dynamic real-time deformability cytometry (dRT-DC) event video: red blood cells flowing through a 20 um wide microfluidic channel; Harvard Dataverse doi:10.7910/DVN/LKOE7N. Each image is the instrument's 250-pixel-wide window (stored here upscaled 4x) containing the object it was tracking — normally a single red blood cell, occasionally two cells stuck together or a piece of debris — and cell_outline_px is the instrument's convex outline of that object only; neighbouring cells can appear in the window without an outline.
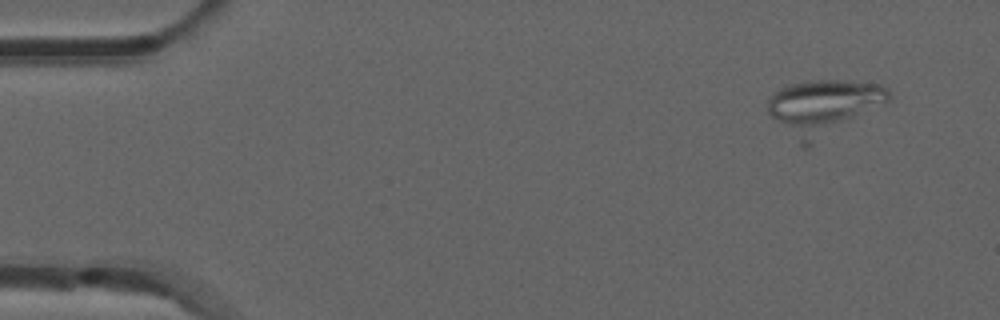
{"species": "common noctule bat (a hibernating species)", "species_latin": "Nyctalus noctula", "temperature_condition": "room temperature", "stored_images_in_passage": 3, "camera_frame_rate_fps": 3000, "um_per_image_px": 0.085, "animal": {"sex": "male", "forearm_length_mm": 52.5}, "frame": {"image": 1, "passage_image": 3, "time_ms": 0.667, "image_size_px": [1000, 320], "cell_outline_px": [[892, 100], [808, 148], [804, 148], [768, 112], [768, 100], [772, 92], [788, 84], [812, 80], [840, 80], [880, 84], [888, 88], [892, 92]], "centroid_in_image_um": [70.04, 9.08], "position_along_channel_um": 15.0, "area_um2": 38.73}}